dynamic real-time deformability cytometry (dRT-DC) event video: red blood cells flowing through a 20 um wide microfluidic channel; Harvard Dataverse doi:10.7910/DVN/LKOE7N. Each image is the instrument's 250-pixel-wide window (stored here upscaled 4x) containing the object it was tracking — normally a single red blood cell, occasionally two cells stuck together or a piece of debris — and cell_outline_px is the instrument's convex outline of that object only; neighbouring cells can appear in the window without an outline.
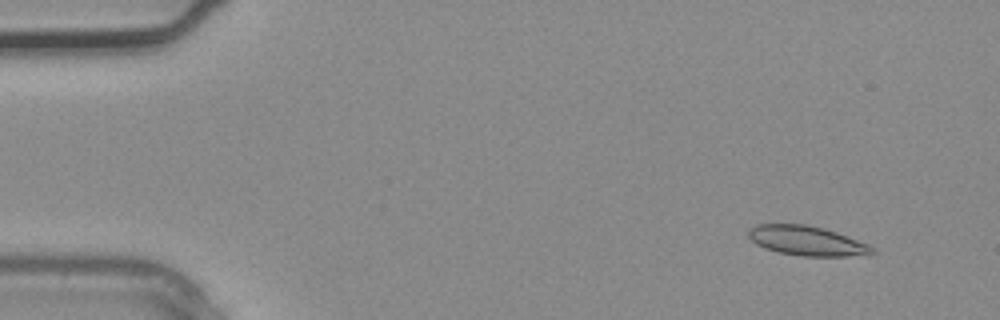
{"species": "common noctule bat (a hibernating species)", "species_latin": "Nyctalus noctula", "temperature_condition": "warm", "stored_images_in_passage": 2, "camera_frame_rate_fps": 3000, "um_per_image_px": 0.085, "animal": {"sex": "male", "body_mass_g": 20.4}, "frame": {"image": 1, "passage_image": 2, "time_ms": 0.333, "image_size_px": [1000, 320], "cell_outline_px": [[876, 252], [848, 256], [800, 256], [776, 252], [764, 248], [756, 244], [748, 236], [748, 228], [756, 224], [808, 224], [824, 228], [836, 232], [868, 244], [876, 248]], "centroid_in_image_um": [68.54, 20.46], "position_along_channel_um": 16.5, "area_um2": 21.44}}